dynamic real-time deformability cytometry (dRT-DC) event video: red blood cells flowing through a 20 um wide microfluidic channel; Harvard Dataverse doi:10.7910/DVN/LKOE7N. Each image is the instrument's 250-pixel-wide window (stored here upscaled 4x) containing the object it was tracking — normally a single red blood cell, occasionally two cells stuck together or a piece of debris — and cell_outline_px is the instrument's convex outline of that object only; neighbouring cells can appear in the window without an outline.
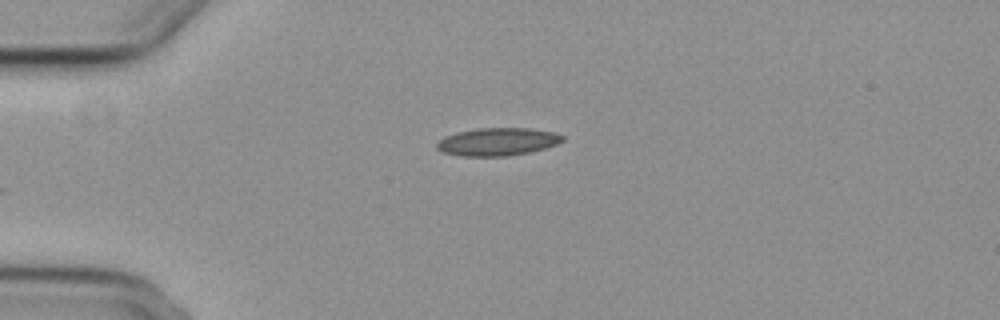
{"species": "common noctule bat (a hibernating species)", "species_latin": "Nyctalus noctula", "temperature_condition": "cold", "stored_images_in_passage": 4, "camera_frame_rate_fps": 3000, "um_per_image_px": 0.085, "animal": {"sex": "female", "body_mass_g": 29.2, "forearm_length_mm": 56.3}, "frame": {"image": 1, "passage_image": 4, "time_ms": 4.0, "image_size_px": [1000, 320], "cell_outline_px": [[564, 140], [556, 144], [544, 148], [528, 152], [508, 156], [460, 156], [444, 152], [436, 148], [436, 144], [444, 136], [456, 132], [480, 128], [528, 128], [552, 132], [564, 136]], "centroid_in_image_um": [42.26, 12.05], "position_along_channel_um": 42.7, "area_um2": 20.23}}